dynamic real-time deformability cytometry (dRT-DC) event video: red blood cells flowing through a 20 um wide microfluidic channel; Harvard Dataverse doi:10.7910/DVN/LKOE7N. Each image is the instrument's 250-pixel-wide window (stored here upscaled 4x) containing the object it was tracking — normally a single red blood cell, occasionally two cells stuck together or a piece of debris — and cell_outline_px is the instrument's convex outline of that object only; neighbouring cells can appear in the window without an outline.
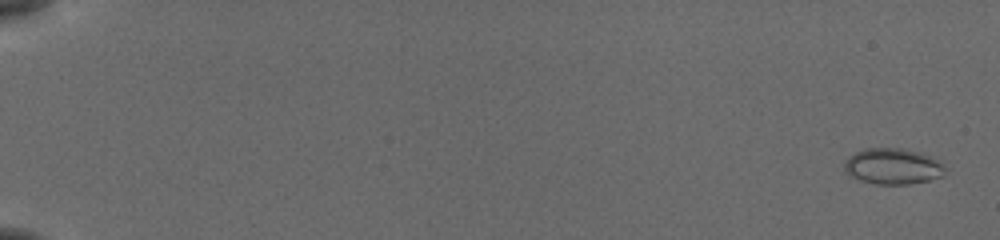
{"species": "common noctule bat (a hibernating species)", "species_latin": "Nyctalus noctula", "temperature_condition": "cold", "stored_images_in_passage": 56, "camera_frame_rate_fps": 3000, "um_per_image_px": 0.085, "animal": {"sex": "female", "body_mass_g": 19.5, "forearm_length_mm": 54.1}, "frame": {"image": 1, "passage_image": 2, "time_ms": 0.333, "image_size_px": [1000, 240], "cell_outline_px": [[940, 176], [928, 180], [908, 184], [876, 184], [860, 180], [852, 176], [844, 168], [844, 164], [856, 152], [864, 148], [896, 148], [916, 152], [928, 156], [940, 164]], "centroid_in_image_um": [75.8, 14.14], "position_along_channel_um": 9.2, "area_um2": 20.06}}
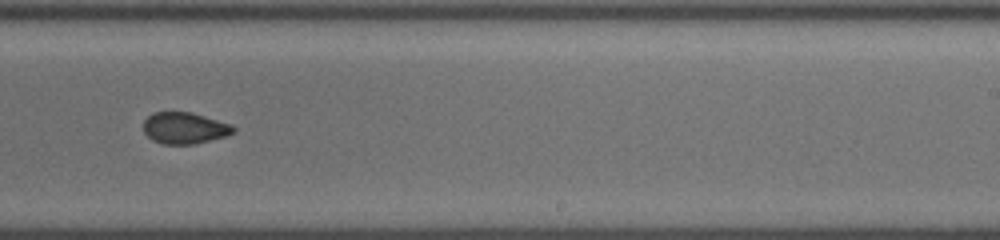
{"frame": {"image": 2, "passage_image": 38, "time_ms": 12.333, "image_size_px": [1000, 240], "cell_outline_px": [[236, 132], [224, 136], [192, 144], [164, 144], [152, 140], [144, 132], [144, 120], [152, 112], [192, 112], [228, 124], [236, 128]], "centroid_in_image_um": [15.65, 10.88], "position_along_channel_um": 273.4, "area_um2": 16.24}}
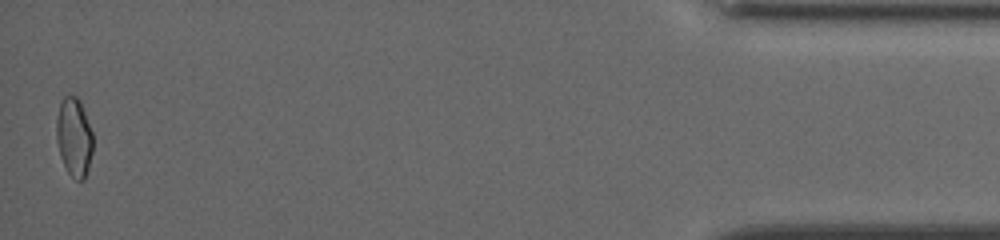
{"frame": {"image": 3, "passage_image": 56, "time_ms": 18.333, "image_size_px": [1000, 240], "cell_outline_px": [[92, 152], [88, 168], [84, 180], [76, 180], [68, 172], [60, 156], [56, 140], [56, 116], [60, 100], [64, 96], [76, 96], [80, 100], [92, 132]], "centroid_in_image_um": [6.27, 11.63], "position_along_channel_um": 428.9, "area_um2": 16.82}, "authors_computed_cell_mechanics": {"area_um2": 17.4267, "velocity_mm_per_s": 3.8296, "shape_relaxation_time_tau1_ms": null, "shape_relaxation_time_tau2_ms": 1.7927, "deformation_change_tau1": null, "deformation_change_tau2": 0.0394}}